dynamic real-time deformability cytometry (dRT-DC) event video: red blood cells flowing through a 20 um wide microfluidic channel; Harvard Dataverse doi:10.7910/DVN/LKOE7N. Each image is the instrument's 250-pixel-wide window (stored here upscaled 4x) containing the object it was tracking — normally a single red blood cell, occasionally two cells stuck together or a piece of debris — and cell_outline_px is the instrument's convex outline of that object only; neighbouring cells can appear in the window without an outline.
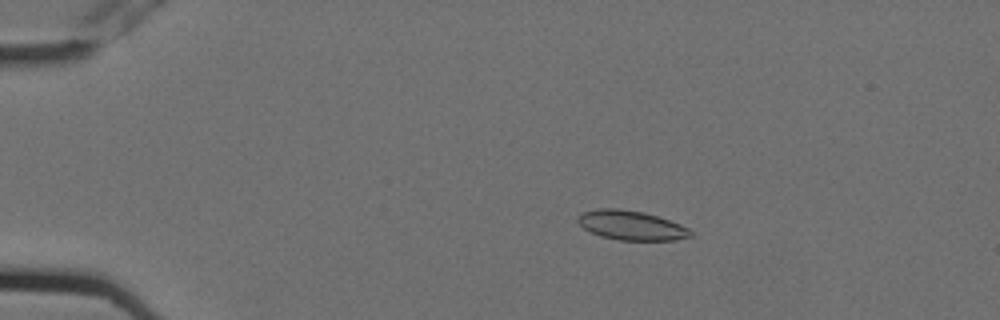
{"species": "Egyptian fruit bat (a non-hibernating species)", "species_latin": "Rousettus aegyptiacus", "temperature_condition": "cold", "stored_images_in_passage": 6, "camera_frame_rate_fps": 3000, "um_per_image_px": 0.085, "animal": {"sex": "female"}, "frame": {"image": 1, "passage_image": 4, "time_ms": 1.0, "image_size_px": [1000, 320], "cell_outline_px": [[692, 236], [676, 240], [620, 240], [600, 236], [584, 228], [576, 220], [576, 216], [584, 212], [596, 208], [620, 208], [644, 212], [680, 224], [688, 228], [692, 232]], "centroid_in_image_um": [53.64, 19.15], "position_along_channel_um": 31.4, "area_um2": 19.31}}